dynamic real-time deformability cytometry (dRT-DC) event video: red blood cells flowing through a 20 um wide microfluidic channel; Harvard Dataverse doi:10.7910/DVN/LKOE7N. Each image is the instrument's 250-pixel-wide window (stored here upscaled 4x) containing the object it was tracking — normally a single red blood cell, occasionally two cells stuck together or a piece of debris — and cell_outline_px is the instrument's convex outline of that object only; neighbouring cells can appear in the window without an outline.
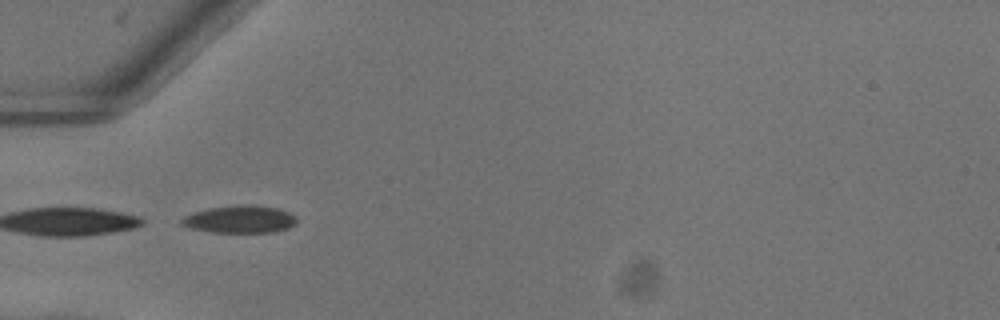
{"species": "common noctule bat (a hibernating species)", "species_latin": "Nyctalus noctula", "temperature_condition": "warm", "stored_images_in_passage": 35, "camera_frame_rate_fps": 3000, "um_per_image_px": 0.085, "animal": {"sex": "female"}, "frame": {"image": 1, "passage_image": 1, "time_ms": 0.0, "image_size_px": [1000, 320], "cell_outline_px": [[296, 224], [288, 228], [276, 232], [212, 232], [192, 228], [180, 224], [180, 220], [184, 216], [208, 208], [244, 204], [248, 204], [276, 208], [288, 212], [296, 216]], "centroid_in_image_um": [20.41, 18.64], "position_along_channel_um": 64.6, "area_um2": 18.32}}
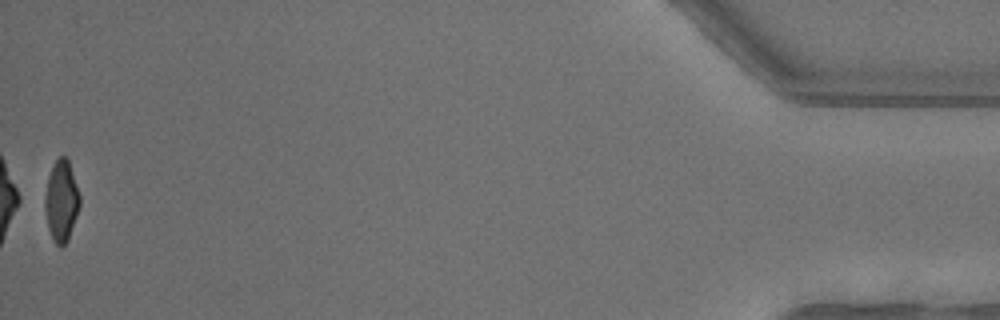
{"frame": {"image": 2, "passage_image": 35, "time_ms": 11.333, "image_size_px": [1000, 320], "cell_outline_px": [[80, 204], [68, 240], [60, 248], [56, 244], [48, 228], [44, 208], [44, 196], [48, 176], [56, 160], [60, 156], [64, 156], [68, 160], [80, 196]], "centroid_in_image_um": [5.2, 17.09], "position_along_channel_um": 430.0, "area_um2": 16.24}, "authors_computed_cell_mechanics": {"area_um2": 18.1492, "velocity_mm_per_s": 4.061, "shape_relaxation_time_tau1_ms": 4.2442, "shape_relaxation_time_tau2_ms": 1.1961, "deformation_change_tau1": 0.1598, "deformation_change_tau2": 0.0727}}